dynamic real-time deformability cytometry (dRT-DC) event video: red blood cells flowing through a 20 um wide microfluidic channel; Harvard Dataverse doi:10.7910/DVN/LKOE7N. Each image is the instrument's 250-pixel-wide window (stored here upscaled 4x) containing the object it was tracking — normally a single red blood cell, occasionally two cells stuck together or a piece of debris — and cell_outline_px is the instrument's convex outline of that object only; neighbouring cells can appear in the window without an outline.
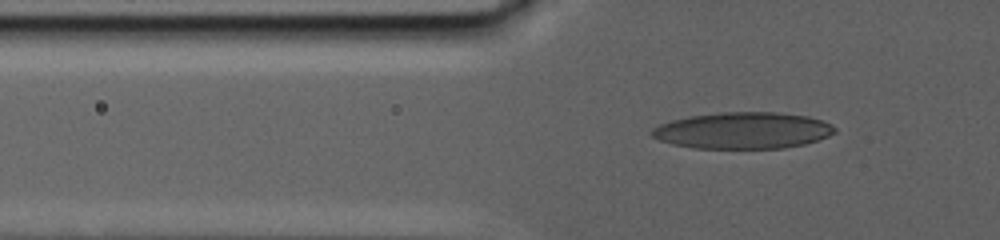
{"species": "human", "species_latin": "Homo sapiens", "temperature_condition": "warm", "stored_images_in_passage": 81, "camera_frame_rate_fps": 3000, "um_per_image_px": 0.085, "donor": {"sex": "male"}, "frame": {"image": 1, "passage_image": 7, "time_ms": 1.667, "image_size_px": [1000, 240], "cell_outline_px": [[836, 132], [828, 136], [804, 144], [784, 148], [696, 148], [672, 144], [660, 140], [652, 136], [648, 132], [652, 128], [660, 124], [672, 120], [688, 116], [720, 112], [776, 112], [808, 116], [824, 120], [832, 124], [836, 128]], "centroid_in_image_um": [63.15, 11.08], "position_along_channel_um": 62.6, "area_um2": 39.07}}
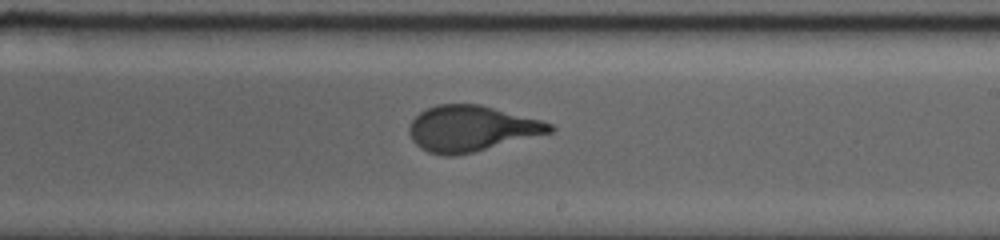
{"frame": {"image": 2, "passage_image": 32, "time_ms": 10.333, "image_size_px": [1000, 240], "cell_outline_px": [[556, 128], [552, 132], [472, 152], [452, 156], [444, 156], [428, 152], [420, 148], [412, 140], [408, 132], [408, 128], [412, 120], [420, 112], [436, 104], [480, 104], [540, 120], [552, 124]], "centroid_in_image_um": [40.03, 10.92], "position_along_channel_um": 249.0, "area_um2": 37.22}}
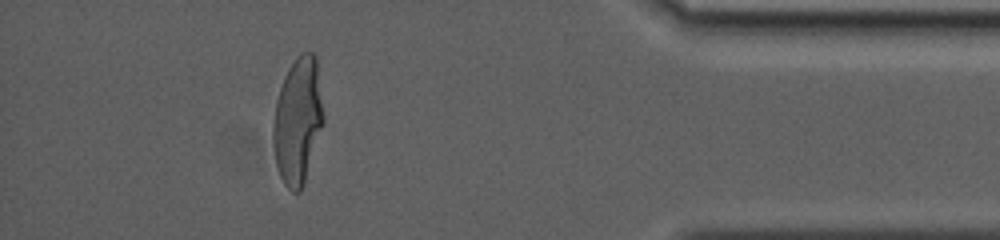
{"frame": {"image": 3, "passage_image": 69, "time_ms": 18.667, "image_size_px": [1000, 240], "cell_outline_px": [[324, 124], [304, 184], [300, 192], [292, 192], [284, 184], [280, 176], [276, 164], [272, 140], [272, 124], [276, 100], [284, 76], [288, 68], [296, 56], [300, 52], [312, 52], [316, 56], [324, 116]], "centroid_in_image_um": [25.31, 10.26], "position_along_channel_um": 409.9, "area_um2": 37.57}, "authors_computed_cell_mechanics": {"area_um2": 37.5122, "velocity_mm_per_s": 2.3225, "shape_relaxation_time_tau1_ms": 10.3384, "shape_relaxation_time_tau2_ms": null, "deformation_change_tau1": 0.2843, "deformation_change_tau2": null}}